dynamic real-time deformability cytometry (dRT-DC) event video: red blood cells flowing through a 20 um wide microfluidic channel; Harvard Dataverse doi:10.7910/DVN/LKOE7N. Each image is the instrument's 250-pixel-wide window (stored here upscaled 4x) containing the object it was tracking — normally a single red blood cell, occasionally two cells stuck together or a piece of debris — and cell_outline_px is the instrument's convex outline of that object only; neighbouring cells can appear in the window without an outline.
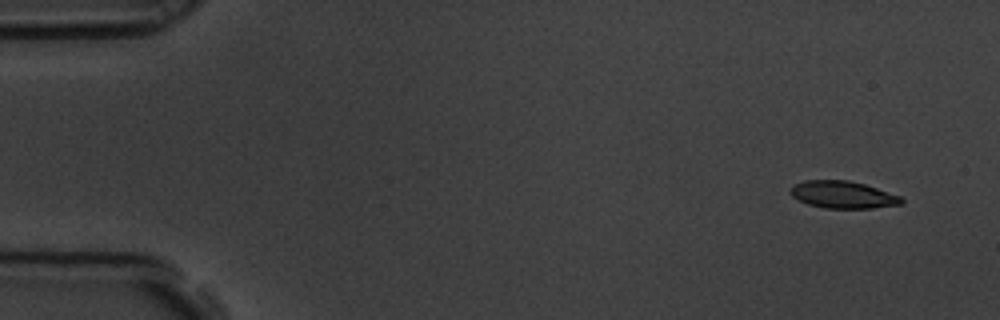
{"species": "common noctule bat (a hibernating species)", "species_latin": "Nyctalus noctula", "temperature_condition": "room temperature", "stored_images_in_passage": 5, "camera_frame_rate_fps": 3000, "um_per_image_px": 0.085, "animal": {"sex": "male", "body_mass_g": 19.5, "forearm_length_mm": 54.6}, "frame": {"image": 1, "passage_image": 1, "time_ms": 0.0, "image_size_px": [1000, 320], "cell_outline_px": [[904, 204], [872, 208], [824, 208], [808, 204], [792, 196], [788, 192], [796, 184], [804, 180], [848, 180], [864, 184], [900, 196], [904, 200]], "centroid_in_image_um": [71.66, 16.55], "position_along_channel_um": 13.3, "area_um2": 17.51}}